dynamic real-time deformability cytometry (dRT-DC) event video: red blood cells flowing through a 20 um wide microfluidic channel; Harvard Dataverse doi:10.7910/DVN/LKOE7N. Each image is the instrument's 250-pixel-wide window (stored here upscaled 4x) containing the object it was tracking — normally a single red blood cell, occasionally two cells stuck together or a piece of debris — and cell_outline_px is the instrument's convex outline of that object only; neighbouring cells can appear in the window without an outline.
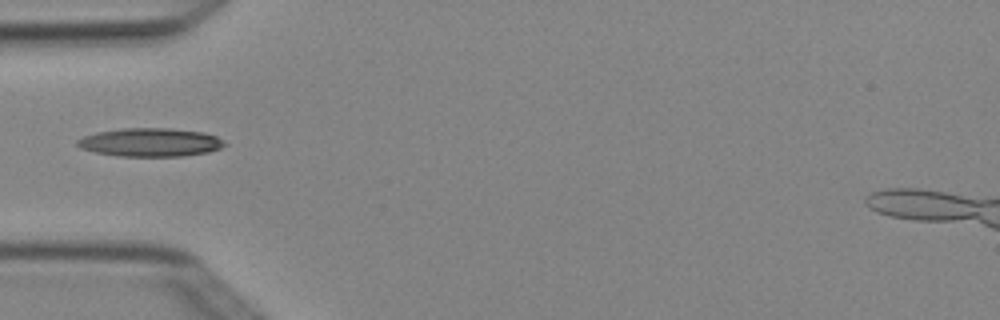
{"species": "Egyptian fruit bat (a non-hibernating species)", "species_latin": "Rousettus aegyptiacus", "temperature_condition": "cold", "stored_images_in_passage": 6, "camera_frame_rate_fps": 3000, "um_per_image_px": 0.085, "animal": {"sex": "female"}, "frame": {"image": 1, "passage_image": 5, "time_ms": 1.333, "image_size_px": [1000, 320], "cell_outline_px": [[228, 144], [220, 148], [208, 152], [180, 156], [120, 156], [96, 152], [80, 148], [76, 144], [76, 140], [84, 136], [96, 132], [124, 128], [168, 128], [204, 132], [216, 136]], "centroid_in_image_um": [12.77, 12.09], "position_along_channel_um": 72.2, "area_um2": 24.33}}
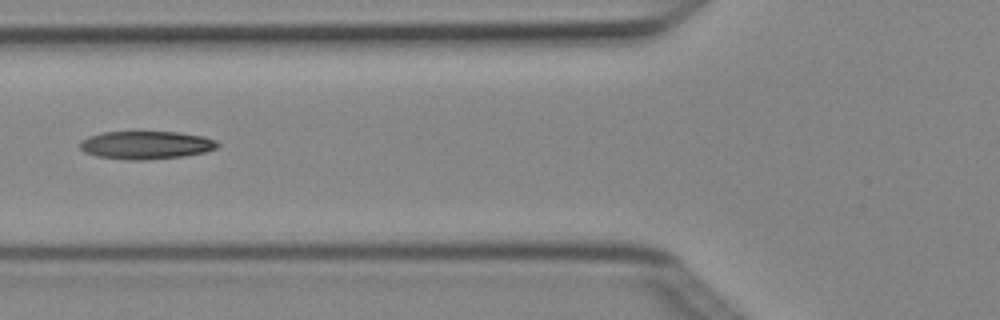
{"frame": {"image": 2, "passage_image": 6, "time_ms": 1.667, "image_size_px": [1000, 320], "cell_outline_px": [[220, 144], [216, 148], [204, 152], [184, 156], [144, 160], [128, 160], [96, 156], [84, 152], [80, 148], [80, 140], [88, 136], [100, 132], [180, 132], [204, 136], [216, 140]], "centroid_in_image_um": [12.4, 12.32], "position_along_channel_um": 113.4, "area_um2": 22.66}}